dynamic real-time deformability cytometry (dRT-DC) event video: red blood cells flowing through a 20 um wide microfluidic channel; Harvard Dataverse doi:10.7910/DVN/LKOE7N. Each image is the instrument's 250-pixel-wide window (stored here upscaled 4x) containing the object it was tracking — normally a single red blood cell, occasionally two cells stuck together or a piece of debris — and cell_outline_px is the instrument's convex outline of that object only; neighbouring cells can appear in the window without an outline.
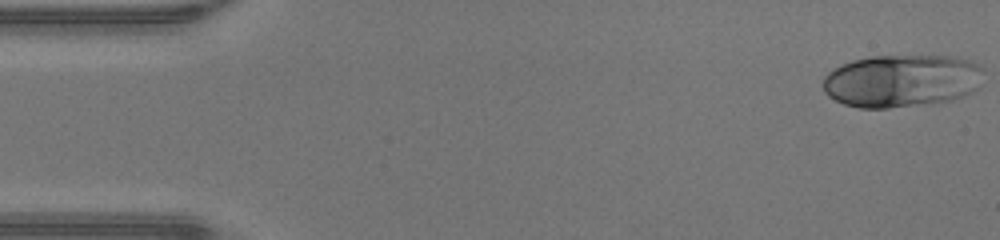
{"species": "human", "species_latin": "Homo sapiens", "temperature_condition": "warm", "stored_images_in_passage": 46, "camera_frame_rate_fps": 3000, "um_per_image_px": 0.085, "donor": {"sex": "male"}, "frame": {"image": 1, "passage_image": 1, "time_ms": 0.0, "image_size_px": [1000, 240], "cell_outline_px": [[984, 68], [976, 88], [952, 100], [888, 108], [860, 108], [844, 104], [828, 96], [824, 92], [824, 76], [828, 72], [852, 60], [872, 56], [952, 56], [972, 60], [980, 64]], "centroid_in_image_um": [76.63, 6.85], "position_along_channel_um": 8.4, "area_um2": 49.07}}
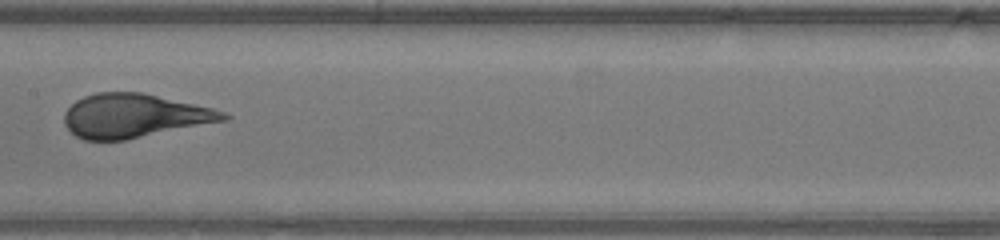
{"frame": {"image": 2, "passage_image": 23, "time_ms": 7.333, "image_size_px": [1000, 240], "cell_outline_px": [[232, 116], [228, 120], [124, 140], [84, 140], [76, 136], [64, 124], [64, 112], [76, 100], [84, 96], [96, 92], [144, 92], [212, 108], [224, 112]], "centroid_in_image_um": [11.41, 9.83], "position_along_channel_um": 196.0, "area_um2": 40.63}}
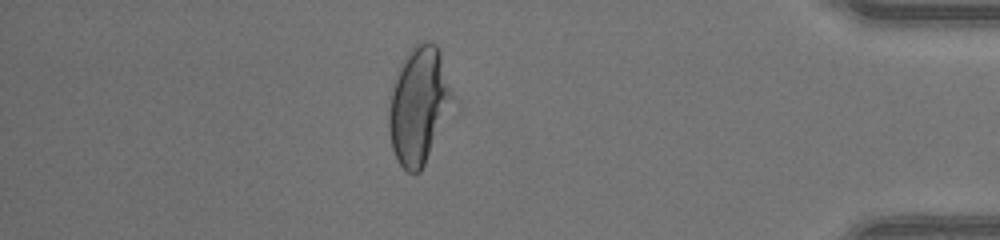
{"frame": {"image": 3, "passage_image": 40, "time_ms": 13.0, "image_size_px": [1000, 240], "cell_outline_px": [[456, 100], [420, 172], [408, 172], [396, 160], [392, 148], [388, 128], [388, 112], [392, 84], [396, 72], [404, 56], [420, 40], [428, 40], [436, 44], [440, 48]], "centroid_in_image_um": [35.61, 8.89], "position_along_channel_um": 399.6, "area_um2": 44.16}, "authors_computed_cell_mechanics": {"area_um2": 43.4656, "velocity_mm_per_s": 4.3695, "shape_relaxation_time_tau1_ms": 5.6866, "shape_relaxation_time_tau2_ms": null, "deformation_change_tau1": 0.2489, "deformation_change_tau2": null}}